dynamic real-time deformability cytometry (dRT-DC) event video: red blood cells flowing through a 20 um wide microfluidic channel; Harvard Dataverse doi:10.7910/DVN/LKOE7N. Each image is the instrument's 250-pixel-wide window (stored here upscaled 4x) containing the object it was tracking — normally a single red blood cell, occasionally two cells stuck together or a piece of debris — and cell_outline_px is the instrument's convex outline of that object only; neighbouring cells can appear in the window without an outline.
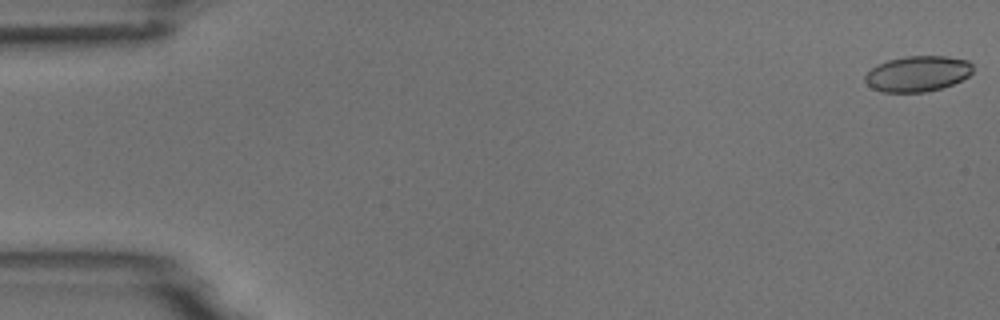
{"species": "common noctule bat (a hibernating species)", "species_latin": "Nyctalus noctula", "temperature_condition": "room temperature", "stored_images_in_passage": 6, "camera_frame_rate_fps": 3000, "um_per_image_px": 0.085, "animal": {"sex": "male", "body_mass_g": 18.8}, "frame": {"image": 1, "passage_image": 1, "time_ms": 0.0, "image_size_px": [1000, 320], "cell_outline_px": [[972, 72], [968, 76], [952, 84], [940, 88], [924, 92], [880, 92], [872, 88], [864, 80], [864, 76], [872, 68], [888, 60], [908, 56], [948, 56], [968, 60], [972, 64]], "centroid_in_image_um": [78.0, 6.26], "position_along_channel_um": 7.0, "area_um2": 22.25}}
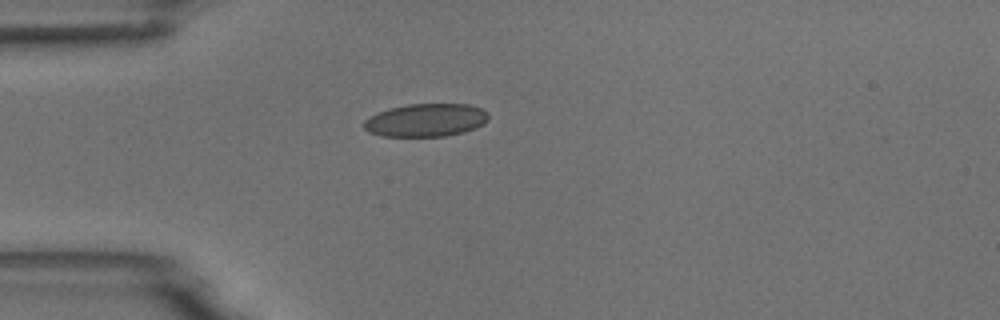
{"frame": {"image": 2, "passage_image": 5, "time_ms": 4.667, "image_size_px": [1000, 320], "cell_outline_px": [[488, 120], [484, 124], [476, 128], [464, 132], [444, 136], [380, 136], [368, 132], [364, 128], [364, 120], [376, 112], [408, 104], [468, 104], [480, 108], [488, 112]], "centroid_in_image_um": [36.2, 10.21], "position_along_channel_um": 48.8, "area_um2": 24.04}}